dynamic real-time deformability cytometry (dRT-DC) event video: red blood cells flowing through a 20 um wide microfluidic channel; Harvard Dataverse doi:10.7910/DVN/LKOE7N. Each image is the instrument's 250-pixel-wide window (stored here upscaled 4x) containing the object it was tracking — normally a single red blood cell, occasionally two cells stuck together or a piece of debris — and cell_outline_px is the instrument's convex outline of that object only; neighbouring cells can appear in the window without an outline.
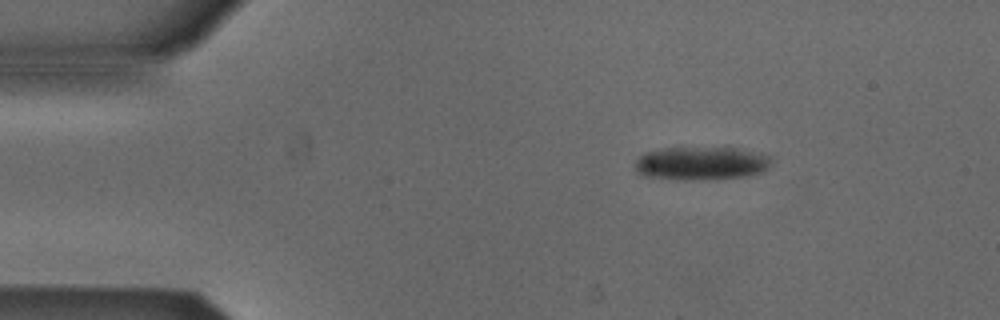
{"species": "Egyptian fruit bat (a non-hibernating species)", "species_latin": "Rousettus aegyptiacus", "temperature_condition": "cold", "stored_images_in_passage": 46, "camera_frame_rate_fps": 3000, "um_per_image_px": 0.085, "animal": {"sex": "male"}, "frame": {"image": 1, "passage_image": 1, "time_ms": 0.0, "image_size_px": [1000, 320], "cell_outline_px": [[772, 164], [768, 168], [760, 172], [748, 176], [716, 180], [676, 180], [644, 176], [636, 172], [636, 160], [644, 152], [664, 148], [736, 148], [772, 156]], "centroid_in_image_um": [59.62, 13.9], "position_along_channel_um": 25.4, "area_um2": 26.88}}
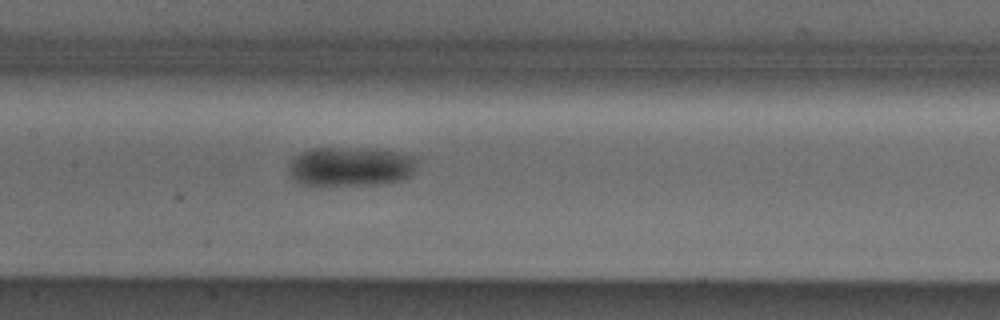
{"frame": {"image": 2, "passage_image": 18, "time_ms": 5.667, "image_size_px": [1000, 320], "cell_outline_px": [[420, 160], [416, 168], [408, 176], [400, 180], [380, 184], [316, 188], [304, 188], [288, 176], [288, 164], [292, 156], [300, 152], [312, 148], [380, 148], [420, 156]], "centroid_in_image_um": [29.73, 14.19], "position_along_channel_um": 177.7, "area_um2": 31.44}}
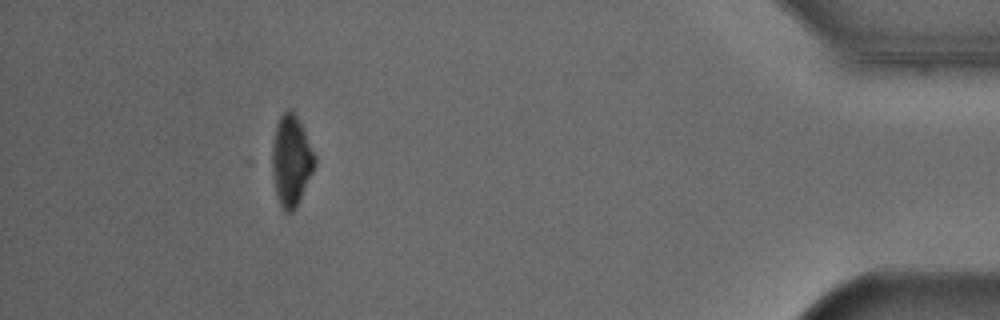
{"frame": {"image": 3, "passage_image": 41, "time_ms": 13.333, "image_size_px": [1000, 320], "cell_outline_px": [[316, 164], [300, 200], [296, 208], [292, 212], [284, 212], [280, 204], [276, 192], [272, 172], [272, 148], [276, 124], [280, 116], [288, 108], [292, 108], [316, 156]], "centroid_in_image_um": [24.75, 13.66], "position_along_channel_um": 410.5, "area_um2": 22.37}, "authors_computed_cell_mechanics": {"area_um2": 28.2931, "velocity_mm_per_s": 3.8432, "shape_relaxation_time_tau1_ms": 1.5892, "shape_relaxation_time_tau2_ms": null, "deformation_change_tau1": 0.0723, "deformation_change_tau2": null}}